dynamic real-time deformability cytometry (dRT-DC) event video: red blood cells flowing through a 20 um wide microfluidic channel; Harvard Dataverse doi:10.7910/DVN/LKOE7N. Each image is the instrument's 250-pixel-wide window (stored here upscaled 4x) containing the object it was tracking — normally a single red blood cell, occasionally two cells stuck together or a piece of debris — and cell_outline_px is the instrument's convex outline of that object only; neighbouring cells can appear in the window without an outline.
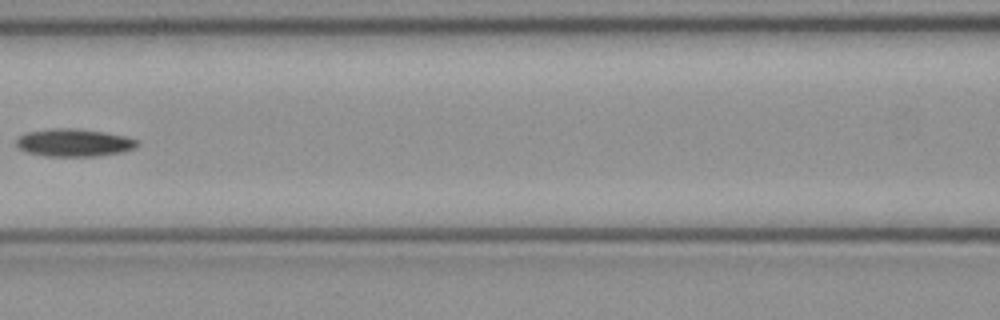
{"species": "common noctule bat (a hibernating species)", "species_latin": "Nyctalus noctula", "temperature_condition": "cold", "stored_images_in_passage": 3, "camera_frame_rate_fps": 3000, "um_per_image_px": 0.085, "animal": {"sex": "female", "body_mass_g": 21.9}, "frame": {"image": 1, "passage_image": 3, "time_ms": 0.667, "image_size_px": [1000, 320], "cell_outline_px": [[140, 144], [136, 148], [124, 152], [100, 156], [44, 156], [24, 152], [16, 144], [16, 140], [20, 136], [28, 132], [52, 128], [72, 128], [104, 132], [124, 136], [140, 140]], "centroid_in_image_um": [6.33, 12.14], "position_along_channel_um": 160.3, "area_um2": 19.71}}